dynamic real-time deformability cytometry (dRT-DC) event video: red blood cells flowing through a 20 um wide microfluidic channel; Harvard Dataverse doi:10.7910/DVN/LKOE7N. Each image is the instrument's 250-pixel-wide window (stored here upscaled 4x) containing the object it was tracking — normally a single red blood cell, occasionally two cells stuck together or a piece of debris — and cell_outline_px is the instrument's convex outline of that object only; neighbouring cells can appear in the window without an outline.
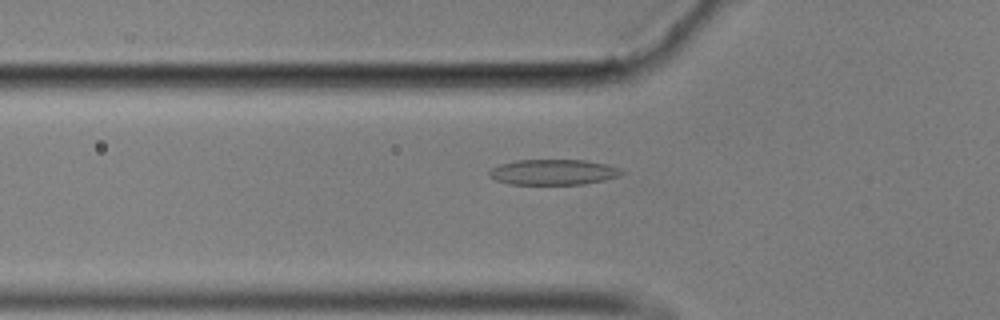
{"species": "common noctule bat (a hibernating species)", "species_latin": "Nyctalus noctula", "temperature_condition": "cold", "stored_images_in_passage": 28, "camera_frame_rate_fps": 3000, "um_per_image_px": 0.085, "animal": {"sex": "male", "body_mass_g": 17.9}, "frame": {"image": 1, "passage_image": 20, "time_ms": 6.333, "image_size_px": [1000, 320], "cell_outline_px": [[624, 172], [620, 176], [604, 180], [584, 184], [508, 184], [496, 180], [488, 176], [488, 172], [492, 168], [500, 164], [516, 160], [584, 160], [608, 164], [620, 168]], "centroid_in_image_um": [47.04, 14.63], "position_along_channel_um": 78.8, "area_um2": 19.77}}
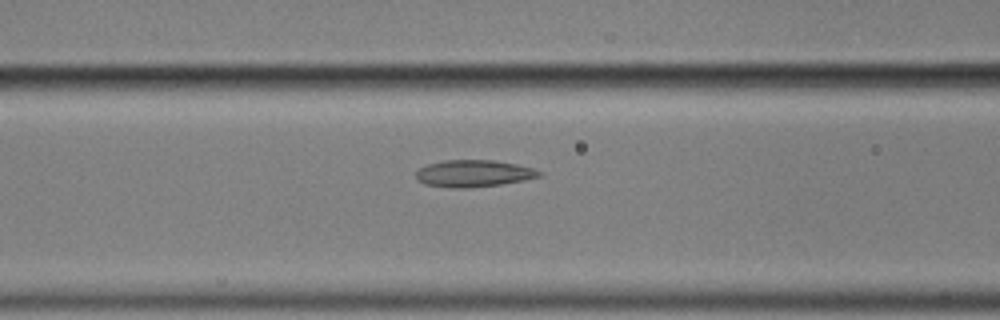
{"frame": {"image": 2, "passage_image": 24, "time_ms": 7.667, "image_size_px": [1000, 320], "cell_outline_px": [[544, 172], [540, 176], [524, 180], [500, 184], [468, 188], [448, 188], [424, 184], [416, 180], [416, 172], [420, 168], [428, 164], [444, 160], [492, 160], [516, 164], [532, 168]], "centroid_in_image_um": [40.23, 14.75], "position_along_channel_um": 126.4, "area_um2": 19.36}}
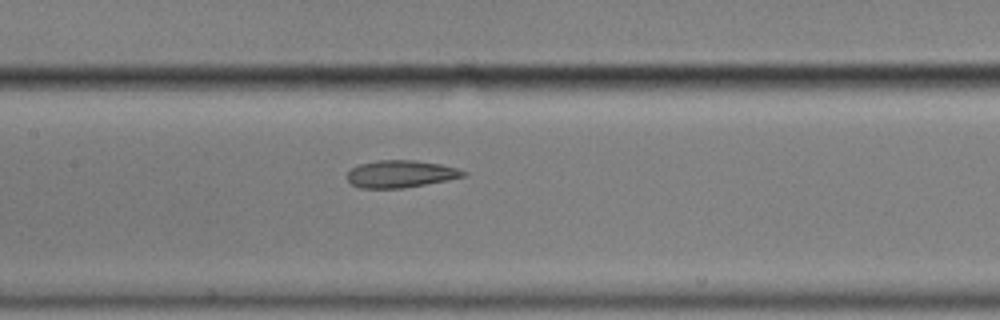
{"frame": {"image": 3, "passage_image": 28, "time_ms": 9.0, "image_size_px": [1000, 320], "cell_outline_px": [[468, 172], [464, 176], [448, 180], [404, 188], [360, 188], [352, 184], [344, 176], [352, 168], [360, 164], [376, 160], [416, 160], [440, 164], [456, 168]], "centroid_in_image_um": [34.03, 14.78], "position_along_channel_um": 173.4, "area_um2": 18.5}}